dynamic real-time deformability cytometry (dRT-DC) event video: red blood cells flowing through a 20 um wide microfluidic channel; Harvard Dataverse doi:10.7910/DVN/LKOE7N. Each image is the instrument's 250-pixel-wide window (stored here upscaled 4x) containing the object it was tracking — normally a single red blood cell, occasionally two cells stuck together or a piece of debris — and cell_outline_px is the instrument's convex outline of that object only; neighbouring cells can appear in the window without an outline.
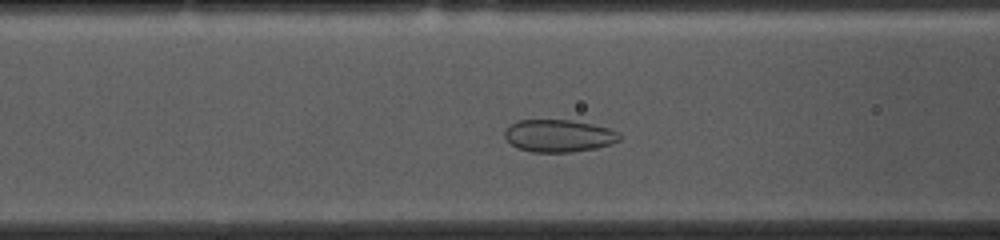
{"species": "common noctule bat (a hibernating species)", "species_latin": "Nyctalus noctula", "temperature_condition": "cold", "stored_images_in_passage": 36, "camera_frame_rate_fps": 3000, "um_per_image_px": 0.085, "animal": {"sex": "female", "body_mass_g": 10.0, "forearm_length_mm": 53.1}, "frame": {"image": 1, "passage_image": 12, "time_ms": 3.667, "image_size_px": [1000, 240], "cell_outline_px": [[620, 140], [612, 144], [596, 148], [572, 152], [532, 152], [520, 148], [512, 144], [504, 136], [504, 132], [512, 124], [520, 120], [572, 120], [592, 124], [608, 128], [620, 132]], "centroid_in_image_um": [47.54, 11.54], "position_along_channel_um": 119.1, "area_um2": 21.56}}
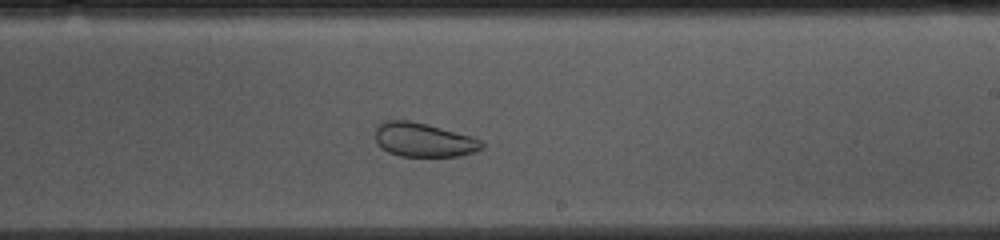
{"frame": {"image": 2, "passage_image": 23, "time_ms": 7.333, "image_size_px": [1000, 240], "cell_outline_px": [[484, 148], [460, 156], [400, 156], [388, 152], [376, 140], [376, 128], [384, 120], [408, 120], [440, 128], [468, 136], [480, 140], [484, 144]], "centroid_in_image_um": [36.0, 11.9], "position_along_channel_um": 253.0, "area_um2": 20.58}}
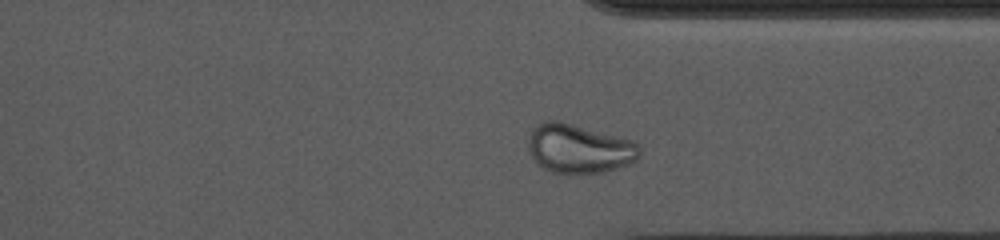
{"frame": {"image": 3, "passage_image": 32, "time_ms": 10.333, "image_size_px": [1000, 240], "cell_outline_px": [[640, 152], [632, 160], [616, 168], [604, 172], [576, 176], [572, 176], [552, 172], [536, 164], [528, 148], [528, 136], [532, 128], [536, 124], [544, 120], [560, 120], [632, 140], [640, 148]], "centroid_in_image_um": [49.13, 12.64], "position_along_channel_um": 362.3, "area_um2": 32.25}}